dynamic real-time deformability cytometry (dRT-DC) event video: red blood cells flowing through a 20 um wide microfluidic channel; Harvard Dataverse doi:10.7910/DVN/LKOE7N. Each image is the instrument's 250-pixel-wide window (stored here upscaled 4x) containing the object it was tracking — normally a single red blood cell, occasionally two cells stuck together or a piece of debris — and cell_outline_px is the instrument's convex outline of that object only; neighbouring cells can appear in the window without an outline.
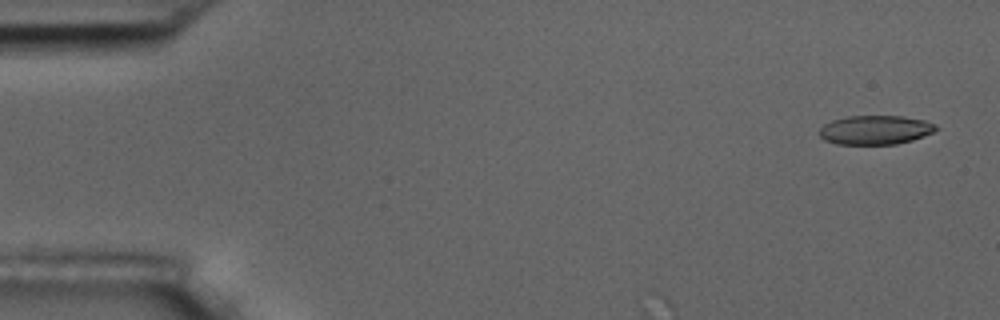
{"species": "common noctule bat (a hibernating species)", "species_latin": "Nyctalus noctula", "temperature_condition": "room temperature", "stored_images_in_passage": 3, "camera_frame_rate_fps": 3000, "um_per_image_px": 0.085, "animal": {"sex": "male", "body_mass_g": 17.5, "forearm_length_mm": 52.3}, "frame": {"image": 1, "passage_image": 1, "time_ms": 0.0, "image_size_px": [1000, 320], "cell_outline_px": [[940, 128], [924, 136], [912, 140], [896, 144], [836, 144], [824, 140], [820, 136], [820, 128], [824, 124], [832, 120], [848, 116], [904, 116], [924, 120], [936, 124]], "centroid_in_image_um": [74.42, 11.04], "position_along_channel_um": 10.6, "area_um2": 19.83}}